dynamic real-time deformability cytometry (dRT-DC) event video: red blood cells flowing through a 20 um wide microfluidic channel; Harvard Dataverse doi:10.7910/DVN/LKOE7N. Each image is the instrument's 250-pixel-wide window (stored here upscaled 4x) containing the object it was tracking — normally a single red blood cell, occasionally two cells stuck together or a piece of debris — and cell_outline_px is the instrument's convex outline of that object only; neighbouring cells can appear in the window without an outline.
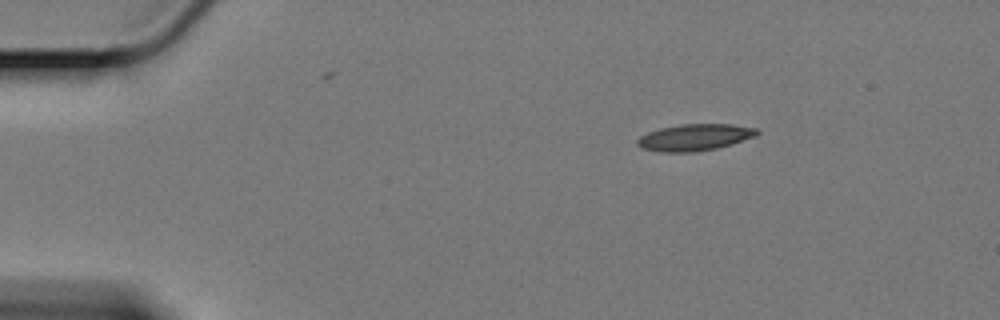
{"species": "Egyptian fruit bat (a non-hibernating species)", "species_latin": "Rousettus aegyptiacus", "temperature_condition": "cold", "stored_images_in_passage": 50, "camera_frame_rate_fps": 3000, "um_per_image_px": 0.085, "animal": {"sex": "female"}, "frame": {"image": 1, "passage_image": 1, "time_ms": 0.0, "image_size_px": [1000, 320], "cell_outline_px": [[760, 132], [756, 136], [732, 144], [716, 148], [696, 152], [660, 152], [640, 148], [636, 144], [636, 140], [640, 136], [648, 132], [660, 128], [680, 124], [732, 124], [760, 128]], "centroid_in_image_um": [59.06, 11.67], "position_along_channel_um": 25.9, "area_um2": 18.84}}
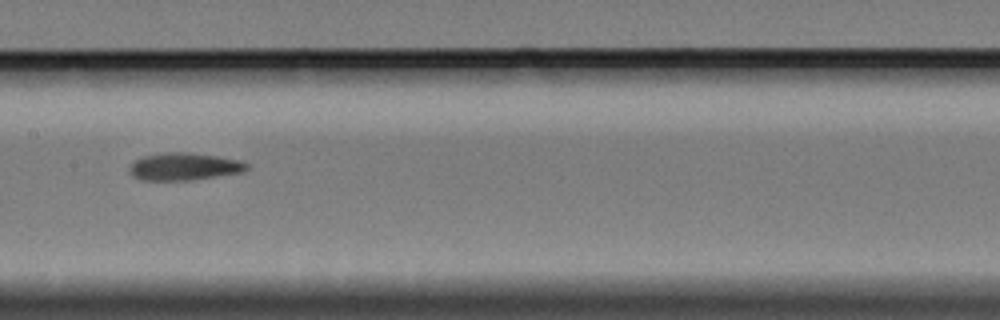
{"frame": {"image": 2, "passage_image": 22, "time_ms": 7.0, "image_size_px": [1000, 320], "cell_outline_px": [[248, 168], [244, 172], [188, 180], [140, 180], [132, 176], [128, 172], [128, 168], [136, 160], [144, 156], [168, 152], [188, 152], [220, 156], [240, 160], [248, 164]], "centroid_in_image_um": [15.65, 14.15], "position_along_channel_um": 191.7, "area_um2": 18.79}}
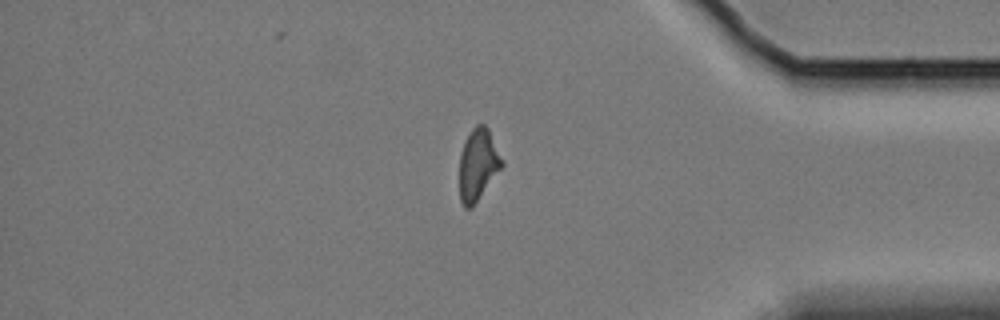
{"frame": {"image": 3, "passage_image": 42, "time_ms": 13.667, "image_size_px": [1000, 320], "cell_outline_px": [[504, 164], [472, 208], [464, 208], [460, 200], [460, 152], [464, 140], [472, 128], [476, 124], [484, 124], [488, 128], [504, 160]], "centroid_in_image_um": [40.63, 13.97], "position_along_channel_um": 394.6, "area_um2": 17.86}, "authors_computed_cell_mechanics": {"area_um2": 18.4671, "velocity_mm_per_s": 3.3779, "shape_relaxation_time_tau1_ms": 8.0248, "shape_relaxation_time_tau2_ms": 4.7766, "deformation_change_tau1": 0.1874, "deformation_change_tau2": 0.1216}}